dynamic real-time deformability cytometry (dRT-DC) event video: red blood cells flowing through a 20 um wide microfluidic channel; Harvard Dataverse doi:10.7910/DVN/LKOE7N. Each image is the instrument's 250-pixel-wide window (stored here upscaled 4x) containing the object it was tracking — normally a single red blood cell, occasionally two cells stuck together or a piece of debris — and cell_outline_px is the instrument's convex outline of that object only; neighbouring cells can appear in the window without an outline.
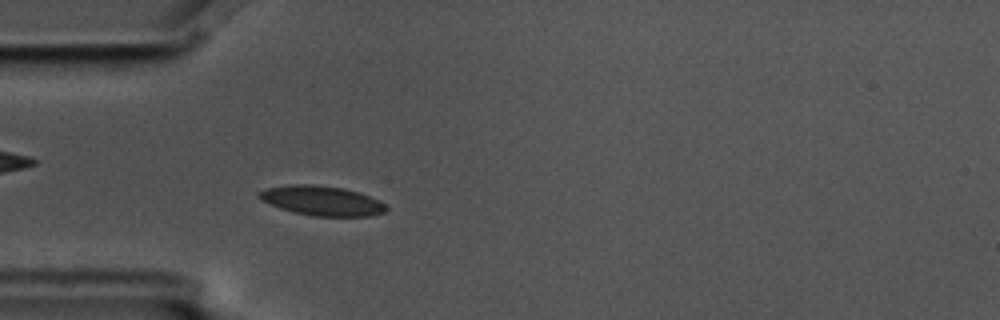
{"species": "common noctule bat (a hibernating species)", "species_latin": "Nyctalus noctula", "temperature_condition": "cold", "stored_images_in_passage": 5, "camera_frame_rate_fps": 3000, "um_per_image_px": 0.085, "animal": {"sex": "male", "body_mass_g": 17.5, "forearm_length_mm": 52.3}, "frame": {"image": 1, "passage_image": 5, "time_ms": 1.333, "image_size_px": [1000, 320], "cell_outline_px": [[388, 208], [384, 212], [368, 216], [312, 216], [292, 212], [280, 208], [260, 200], [256, 196], [256, 192], [268, 188], [292, 184], [312, 184], [344, 188], [360, 192], [380, 200]], "centroid_in_image_um": [27.33, 17.05], "position_along_channel_um": 57.7, "area_um2": 22.14}}